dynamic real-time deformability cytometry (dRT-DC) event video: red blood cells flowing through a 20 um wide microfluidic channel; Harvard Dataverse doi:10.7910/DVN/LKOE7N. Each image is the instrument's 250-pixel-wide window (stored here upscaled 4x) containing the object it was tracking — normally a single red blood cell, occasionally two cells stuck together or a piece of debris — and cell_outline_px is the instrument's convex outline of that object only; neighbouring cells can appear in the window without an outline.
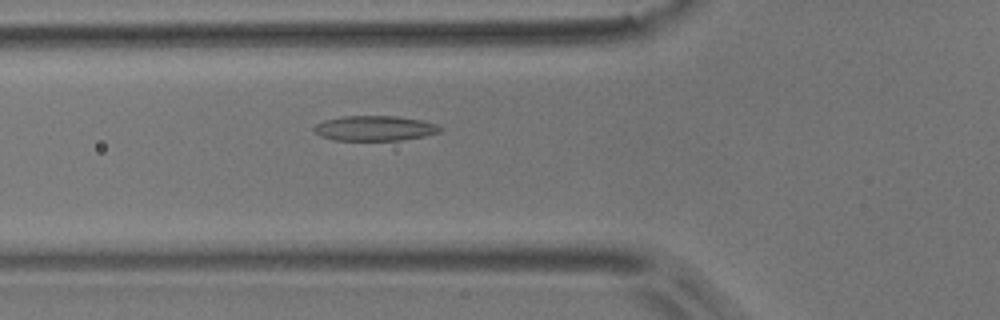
{"species": "common noctule bat (a hibernating species)", "species_latin": "Nyctalus noctula", "temperature_condition": "room temperature", "stored_images_in_passage": 45, "camera_frame_rate_fps": 3000, "um_per_image_px": 0.085, "animal": {"sex": "male", "body_mass_g": 17.9}, "frame": {"image": 1, "passage_image": 10, "time_ms": 3.0, "image_size_px": [1000, 320], "cell_outline_px": [[444, 128], [440, 132], [424, 136], [400, 140], [332, 140], [320, 136], [312, 128], [316, 124], [324, 120], [344, 116], [396, 116], [424, 120], [436, 124]], "centroid_in_image_um": [31.87, 10.9], "position_along_channel_um": 93.9, "area_um2": 18.5}}
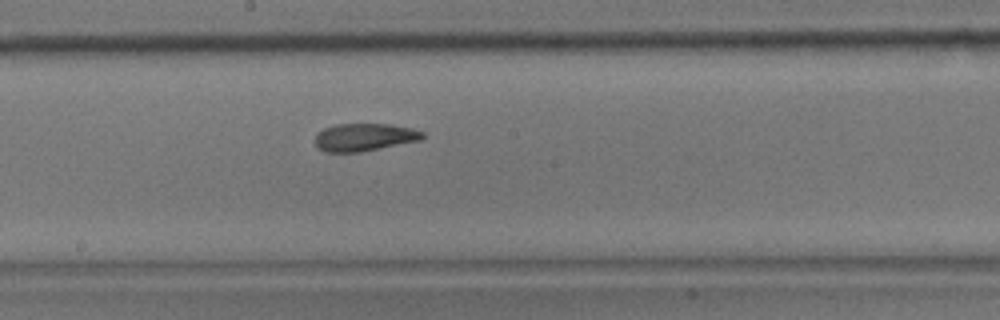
{"frame": {"image": 2, "passage_image": 20, "time_ms": 6.333, "image_size_px": [1000, 320], "cell_outline_px": [[424, 136], [420, 140], [360, 152], [324, 152], [316, 148], [316, 136], [324, 128], [336, 124], [388, 124], [412, 128], [424, 132]], "centroid_in_image_um": [30.96, 11.66], "position_along_channel_um": 217.2, "area_um2": 17.22}}
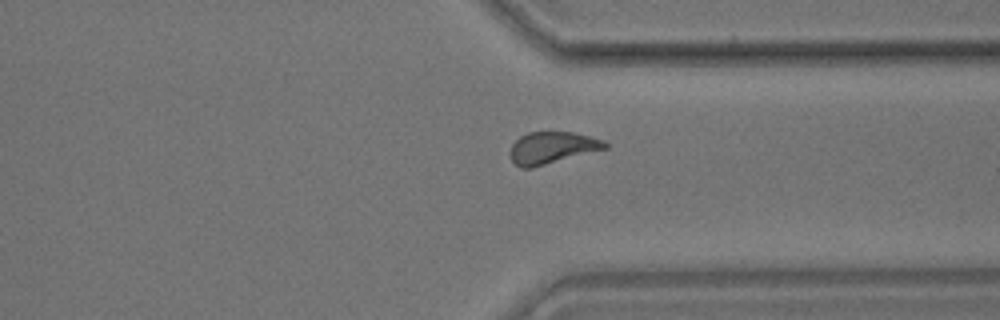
{"frame": {"image": 3, "passage_image": 32, "time_ms": 10.333, "image_size_px": [1000, 320], "cell_outline_px": [[608, 148], [532, 168], [520, 168], [512, 160], [512, 144], [520, 136], [528, 132], [572, 132], [604, 140], [608, 144]], "centroid_in_image_um": [46.95, 12.56], "position_along_channel_um": 364.4, "area_um2": 17.46}, "authors_computed_cell_mechanics": {"area_um2": 17.7446, "velocity_mm_per_s": 3.6906, "shape_relaxation_time_tau1_ms": 6.2397, "shape_relaxation_time_tau2_ms": 1.924, "deformation_change_tau1": 0.153, "deformation_change_tau2": 0.0853}}